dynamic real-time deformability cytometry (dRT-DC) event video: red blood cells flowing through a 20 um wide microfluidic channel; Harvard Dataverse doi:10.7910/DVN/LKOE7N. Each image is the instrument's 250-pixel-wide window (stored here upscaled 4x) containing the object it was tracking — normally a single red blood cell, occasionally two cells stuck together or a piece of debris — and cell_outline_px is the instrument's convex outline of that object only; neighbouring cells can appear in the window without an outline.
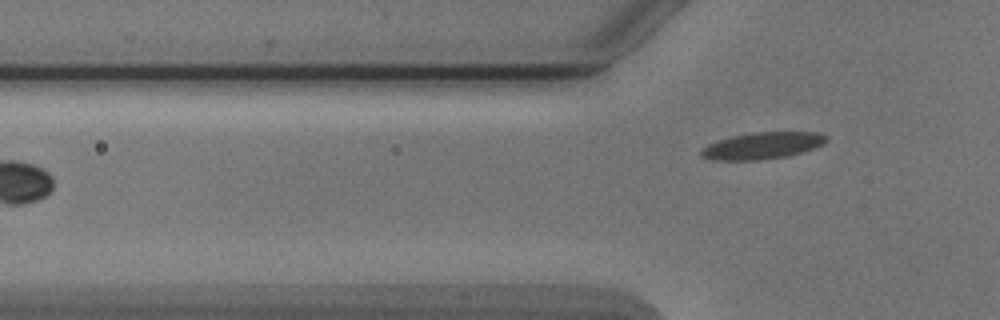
{"species": "Egyptian fruit bat (a non-hibernating species)", "species_latin": "Rousettus aegyptiacus", "temperature_condition": "cold", "stored_images_in_passage": 3, "camera_frame_rate_fps": 3000, "um_per_image_px": 0.085, "animal": {"sex": "male"}, "frame": {"image": 1, "passage_image": 3, "time_ms": 2.333, "image_size_px": [1000, 320], "cell_outline_px": [[828, 140], [824, 144], [788, 156], [760, 160], [716, 160], [700, 156], [700, 152], [708, 144], [720, 140], [736, 136], [756, 132], [820, 132], [828, 136]], "centroid_in_image_um": [64.86, 12.38], "position_along_channel_um": 60.9, "area_um2": 19.25}}